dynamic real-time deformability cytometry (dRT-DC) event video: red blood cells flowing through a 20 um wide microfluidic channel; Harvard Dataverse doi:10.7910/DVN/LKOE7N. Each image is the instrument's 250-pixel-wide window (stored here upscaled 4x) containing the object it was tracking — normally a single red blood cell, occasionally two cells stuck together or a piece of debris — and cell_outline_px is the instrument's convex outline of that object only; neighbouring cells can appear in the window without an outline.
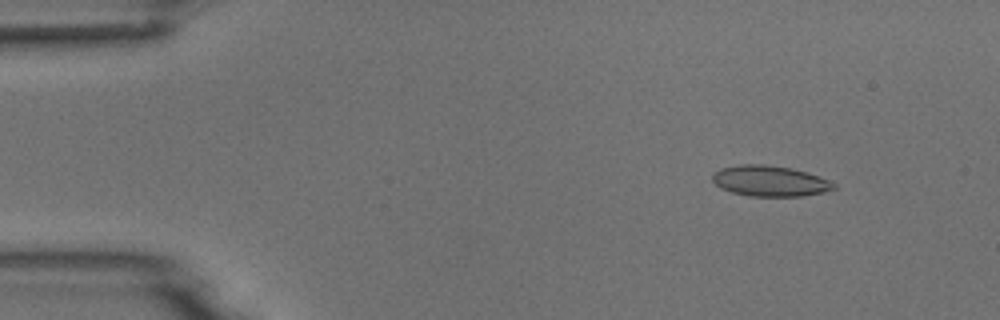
{"species": "common noctule bat (a hibernating species)", "species_latin": "Nyctalus noctula", "temperature_condition": "room temperature", "stored_images_in_passage": 9, "camera_frame_rate_fps": 3000, "um_per_image_px": 0.085, "animal": {"sex": "male", "body_mass_g": 18.8}, "frame": {"image": 1, "passage_image": 2, "time_ms": 1.0, "image_size_px": [1000, 320], "cell_outline_px": [[836, 188], [824, 192], [804, 196], [748, 196], [732, 192], [720, 188], [712, 180], [712, 172], [720, 168], [740, 164], [764, 164], [792, 168], [808, 172], [828, 180], [836, 184]], "centroid_in_image_um": [65.42, 15.38], "position_along_channel_um": 19.6, "area_um2": 21.91}}